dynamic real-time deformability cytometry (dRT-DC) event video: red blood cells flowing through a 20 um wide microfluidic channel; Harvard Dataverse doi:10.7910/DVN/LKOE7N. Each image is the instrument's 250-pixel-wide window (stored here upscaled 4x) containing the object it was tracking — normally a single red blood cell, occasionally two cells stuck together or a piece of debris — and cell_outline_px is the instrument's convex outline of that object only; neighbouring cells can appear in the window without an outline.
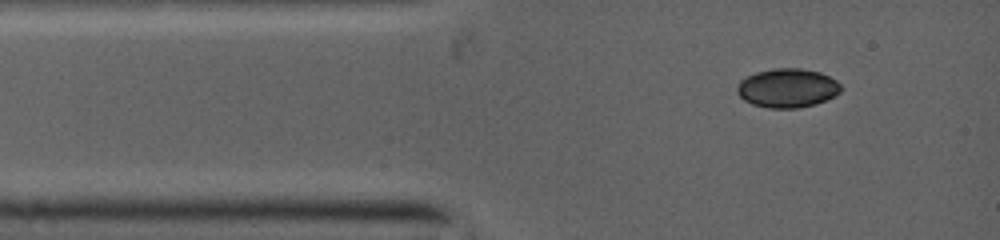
{"species": "common noctule bat (a hibernating species)", "species_latin": "Nyctalus noctula", "temperature_condition": "warm", "stored_images_in_passage": 2, "camera_frame_rate_fps": 5000, "um_per_image_px": 0.085, "animal": {"sex": "female", "body_mass_g": 19.0, "forearm_length_mm": 53.3}, "frame": {"image": 1, "passage_image": 2, "time_ms": 1.2, "image_size_px": [1000, 240], "cell_outline_px": [[840, 92], [816, 104], [800, 108], [768, 108], [752, 104], [744, 100], [736, 92], [736, 88], [740, 80], [756, 72], [776, 68], [800, 68], [820, 72], [836, 80], [840, 84]], "centroid_in_image_um": [66.9, 7.49], "position_along_channel_um": 18.1, "area_um2": 23.52}}